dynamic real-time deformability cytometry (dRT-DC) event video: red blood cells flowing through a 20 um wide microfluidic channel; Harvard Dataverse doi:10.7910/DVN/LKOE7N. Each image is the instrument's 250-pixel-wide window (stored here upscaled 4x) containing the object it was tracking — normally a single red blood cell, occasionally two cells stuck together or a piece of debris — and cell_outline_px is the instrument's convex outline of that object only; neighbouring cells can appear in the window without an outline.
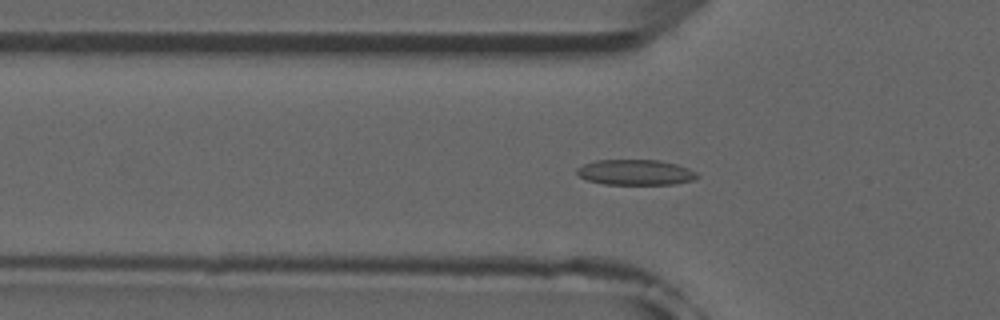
{"species": "common noctule bat (a hibernating species)", "species_latin": "Nyctalus noctula", "temperature_condition": "room temperature", "stored_images_in_passage": 52, "camera_frame_rate_fps": 3000, "um_per_image_px": 0.085, "animal": {"sex": "male", "forearm_length_mm": 52.5}, "frame": {"image": 1, "passage_image": 17, "time_ms": 5.333, "image_size_px": [1000, 320], "cell_outline_px": [[700, 176], [692, 180], [672, 184], [604, 184], [588, 180], [580, 176], [576, 172], [576, 168], [584, 164], [596, 160], [660, 160], [676, 164], [688, 168], [696, 172]], "centroid_in_image_um": [54.01, 14.64], "position_along_channel_um": 71.8, "area_um2": 17.74}}
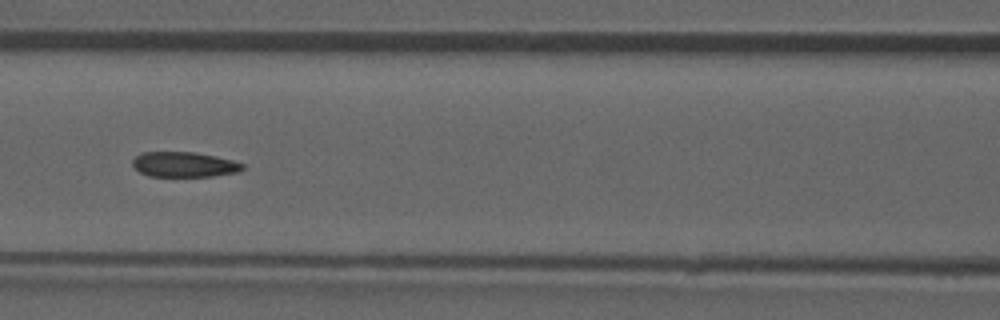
{"frame": {"image": 2, "passage_image": 23, "time_ms": 7.333, "image_size_px": [1000, 320], "cell_outline_px": [[244, 168], [236, 172], [212, 176], [148, 176], [140, 172], [132, 164], [132, 160], [140, 152], [196, 152], [216, 156], [232, 160], [244, 164]], "centroid_in_image_um": [15.63, 13.97], "position_along_channel_um": 151.0, "area_um2": 16.07}}
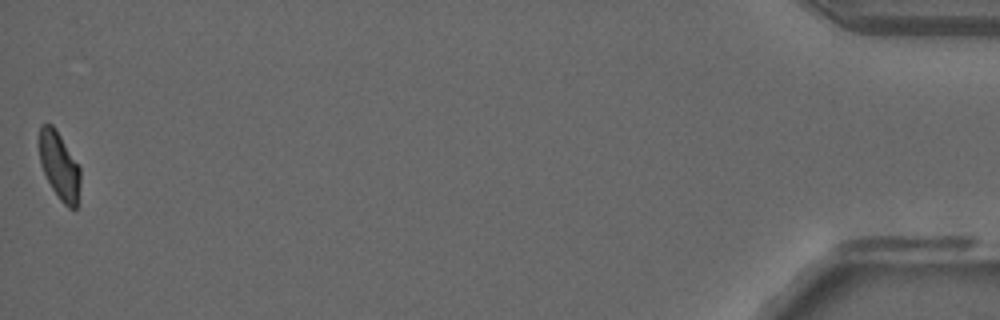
{"frame": {"image": 3, "passage_image": 52, "time_ms": 17.0, "image_size_px": [1000, 320], "cell_outline_px": [[80, 180], [76, 208], [68, 208], [60, 200], [52, 188], [40, 164], [36, 140], [40, 124], [52, 124], [56, 128], [80, 168]], "centroid_in_image_um": [4.98, 14.02], "position_along_channel_um": 430.2, "area_um2": 16.42}, "authors_computed_cell_mechanics": {"area_um2": 17.3978, "velocity_mm_per_s": 3.9182, "shape_relaxation_time_tau1_ms": null, "shape_relaxation_time_tau2_ms": 1.8617, "deformation_change_tau1": null, "deformation_change_tau2": 0.0601}}